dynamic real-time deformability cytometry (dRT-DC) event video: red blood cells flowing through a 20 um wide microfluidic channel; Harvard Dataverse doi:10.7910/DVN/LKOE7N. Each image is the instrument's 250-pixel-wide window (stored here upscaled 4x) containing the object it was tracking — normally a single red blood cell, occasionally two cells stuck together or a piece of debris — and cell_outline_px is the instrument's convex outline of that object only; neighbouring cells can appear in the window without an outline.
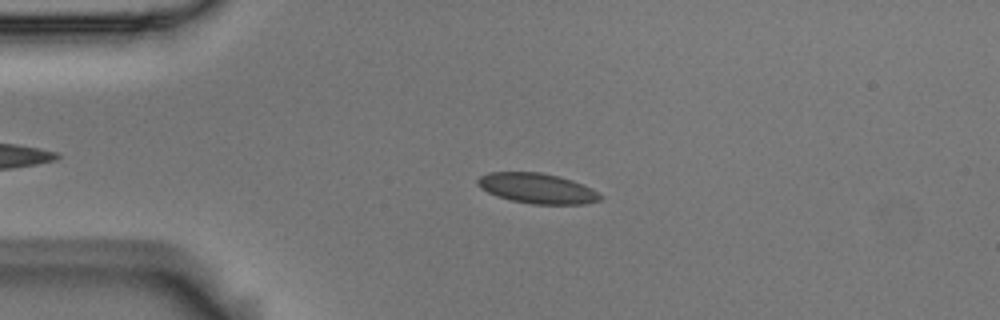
{"species": "Egyptian fruit bat (a non-hibernating species)", "species_latin": "Rousettus aegyptiacus", "temperature_condition": "room temperature", "stored_images_in_passage": 5, "camera_frame_rate_fps": 3000, "um_per_image_px": 0.085, "animal": {"sex": "male"}, "frame": {"image": 1, "passage_image": 4, "time_ms": 1.0, "image_size_px": [1000, 320], "cell_outline_px": [[604, 196], [600, 200], [584, 204], [532, 204], [512, 200], [496, 196], [480, 188], [476, 184], [476, 180], [480, 176], [488, 172], [540, 172], [560, 176], [584, 184], [592, 188]], "centroid_in_image_um": [45.67, 16.0], "position_along_channel_um": 39.3, "area_um2": 21.79}}